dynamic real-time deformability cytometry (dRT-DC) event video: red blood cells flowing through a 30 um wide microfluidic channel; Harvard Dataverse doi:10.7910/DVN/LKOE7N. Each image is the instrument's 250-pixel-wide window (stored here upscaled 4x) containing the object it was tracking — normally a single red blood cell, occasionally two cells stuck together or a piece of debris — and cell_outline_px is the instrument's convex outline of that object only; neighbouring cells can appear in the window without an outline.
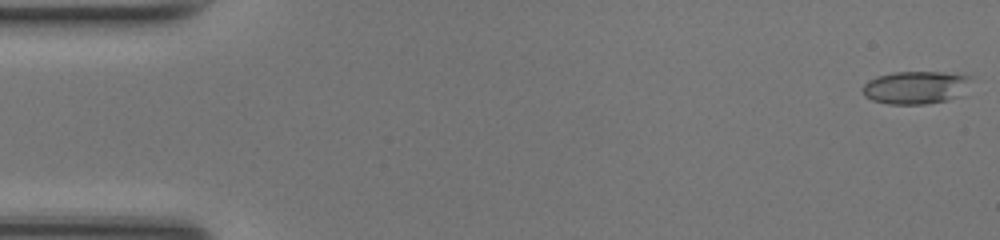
{"species": "common noctule bat (a hibernating species)", "species_latin": "Nyctalus noctula", "temperature_condition": "room temperature", "stored_images_in_passage": 49, "camera_frame_rate_fps": 3000, "um_per_image_px": 0.085, "animal": {"sex": "female", "body_mass_g": 17.0, "forearm_length_mm": 48.0}, "frame": {"image": 1, "passage_image": 1, "time_ms": 0.0, "image_size_px": [1000, 240], "cell_outline_px": [[972, 76], [956, 96], [948, 100], [924, 104], [888, 104], [872, 100], [864, 96], [864, 84], [868, 80], [876, 76], [892, 72], [944, 72]], "centroid_in_image_um": [77.74, 7.43], "position_along_channel_um": 7.3, "area_um2": 20.35}}
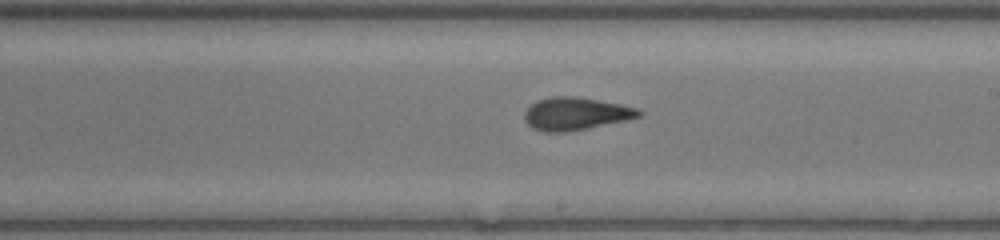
{"frame": {"image": 2, "passage_image": 28, "time_ms": 9.0, "image_size_px": [1000, 240], "cell_outline_px": [[644, 112], [640, 116], [628, 120], [588, 128], [564, 132], [544, 132], [532, 128], [524, 120], [524, 112], [532, 104], [540, 100], [552, 96], [576, 96], [620, 104], [636, 108]], "centroid_in_image_um": [48.94, 9.67], "position_along_channel_um": 240.1, "area_um2": 21.73}}
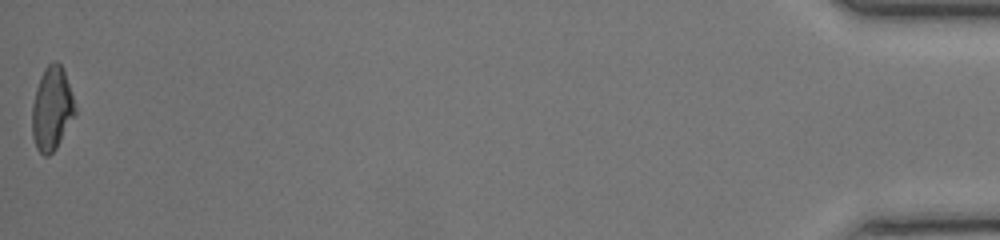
{"frame": {"image": 3, "passage_image": 49, "time_ms": 16.0, "image_size_px": [1000, 240], "cell_outline_px": [[76, 112], [56, 148], [48, 156], [44, 156], [36, 148], [32, 136], [32, 104], [36, 88], [40, 76], [44, 68], [52, 60], [56, 60], [60, 64], [64, 72], [76, 108]], "centroid_in_image_um": [4.38, 9.23], "position_along_channel_um": 430.8, "area_um2": 20.75}, "authors_computed_cell_mechanics": {"area_um2": 20.9814, "velocity_mm_per_s": 4.2543, "shape_relaxation_time_tau1_ms": 6.1245, "shape_relaxation_time_tau2_ms": 1.4069, "deformation_change_tau1": 0.2109, "deformation_change_tau2": 0.0804}}